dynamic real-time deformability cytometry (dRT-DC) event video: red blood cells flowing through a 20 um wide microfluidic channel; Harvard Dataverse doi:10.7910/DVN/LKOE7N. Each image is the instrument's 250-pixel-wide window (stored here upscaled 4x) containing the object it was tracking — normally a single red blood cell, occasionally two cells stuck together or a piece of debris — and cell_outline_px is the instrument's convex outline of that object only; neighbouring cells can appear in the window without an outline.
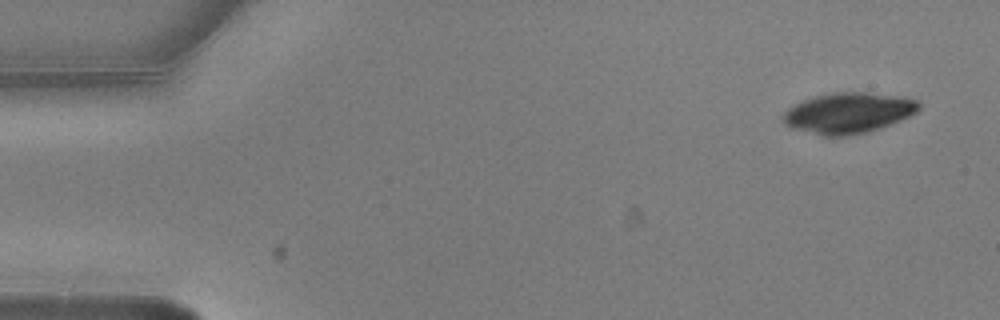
{"species": "common noctule bat (a hibernating species)", "species_latin": "Nyctalus noctula", "temperature_condition": "warm", "stored_images_in_passage": 5, "camera_frame_rate_fps": 3000, "um_per_image_px": 0.085, "animal": {"sex": "male", "body_mass_g": 20.5, "forearm_length_mm": 52.5}, "frame": {"image": 1, "passage_image": 1, "time_ms": 0.0, "image_size_px": [1000, 320], "cell_outline_px": [[920, 108], [916, 112], [900, 120], [880, 128], [868, 132], [848, 136], [820, 136], [792, 128], [784, 124], [780, 120], [780, 116], [788, 108], [812, 96], [832, 92], [868, 92], [904, 96], [916, 100], [920, 104]], "centroid_in_image_um": [72.07, 9.6], "position_along_channel_um": 12.9, "area_um2": 32.6}}